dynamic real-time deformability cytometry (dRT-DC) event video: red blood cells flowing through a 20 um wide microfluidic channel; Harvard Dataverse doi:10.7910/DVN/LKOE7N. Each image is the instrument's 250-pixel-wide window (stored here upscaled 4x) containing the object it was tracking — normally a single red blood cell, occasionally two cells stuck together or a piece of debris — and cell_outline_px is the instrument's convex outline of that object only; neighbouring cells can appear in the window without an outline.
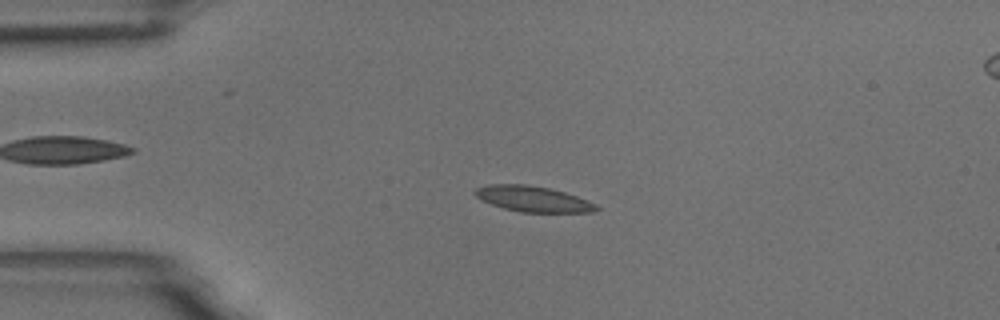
{"species": "common noctule bat (a hibernating species)", "species_latin": "Nyctalus noctula", "temperature_condition": "room temperature", "stored_images_in_passage": 59, "camera_frame_rate_fps": 3000, "um_per_image_px": 0.085, "animal": {"sex": "male", "body_mass_g": 18.8}, "frame": {"image": 1, "passage_image": 14, "time_ms": 4.333, "image_size_px": [1000, 320], "cell_outline_px": [[600, 208], [592, 212], [520, 212], [504, 208], [480, 200], [472, 192], [476, 188], [488, 184], [524, 184], [548, 188], [564, 192], [576, 196], [596, 204]], "centroid_in_image_um": [45.26, 16.91], "position_along_channel_um": 39.7, "area_um2": 18.03}}
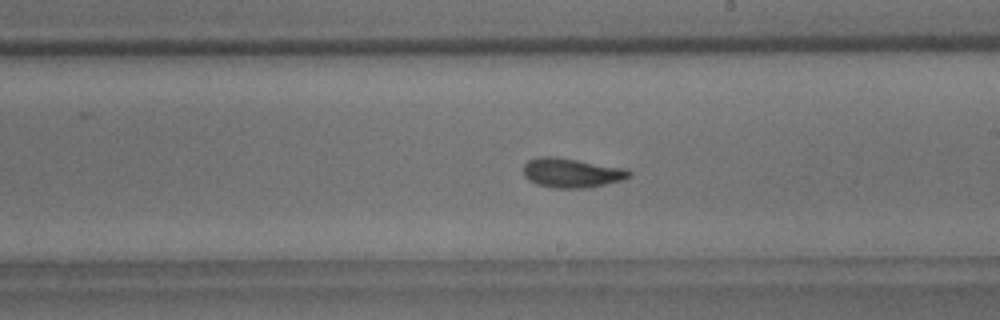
{"frame": {"image": 2, "passage_image": 34, "time_ms": 11.0, "image_size_px": [1000, 320], "cell_outline_px": [[632, 176], [624, 180], [588, 188], [552, 188], [536, 184], [528, 180], [524, 176], [524, 164], [528, 160], [540, 156], [556, 156], [628, 168], [632, 172]], "centroid_in_image_um": [48.63, 14.69], "position_along_channel_um": 240.4, "area_um2": 18.61}}
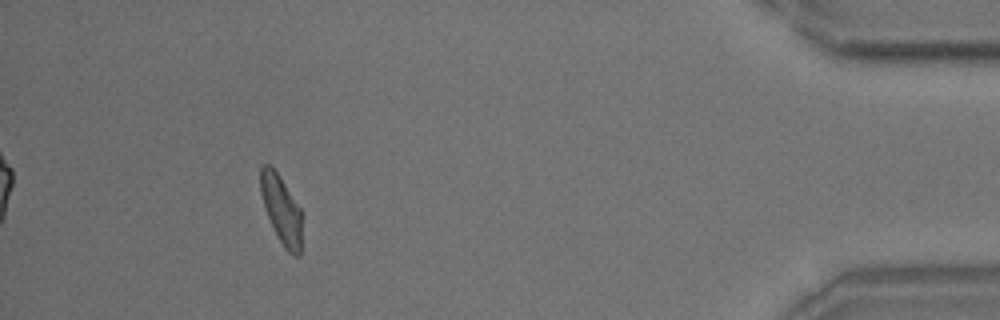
{"frame": {"image": 3, "passage_image": 54, "time_ms": 17.667, "image_size_px": [1000, 320], "cell_outline_px": [[300, 256], [292, 256], [284, 248], [276, 236], [268, 216], [260, 192], [260, 168], [264, 164], [268, 164], [276, 172], [300, 208]], "centroid_in_image_um": [23.89, 17.85], "position_along_channel_um": 411.3, "area_um2": 16.01}, "authors_computed_cell_mechanics": {"area_um2": 17.3978, "velocity_mm_per_s": 3.4427, "shape_relaxation_time_tau1_ms": 5.1535, "shape_relaxation_time_tau2_ms": 1.3501, "deformation_change_tau1": 0.1345, "deformation_change_tau2": 0.0651}}